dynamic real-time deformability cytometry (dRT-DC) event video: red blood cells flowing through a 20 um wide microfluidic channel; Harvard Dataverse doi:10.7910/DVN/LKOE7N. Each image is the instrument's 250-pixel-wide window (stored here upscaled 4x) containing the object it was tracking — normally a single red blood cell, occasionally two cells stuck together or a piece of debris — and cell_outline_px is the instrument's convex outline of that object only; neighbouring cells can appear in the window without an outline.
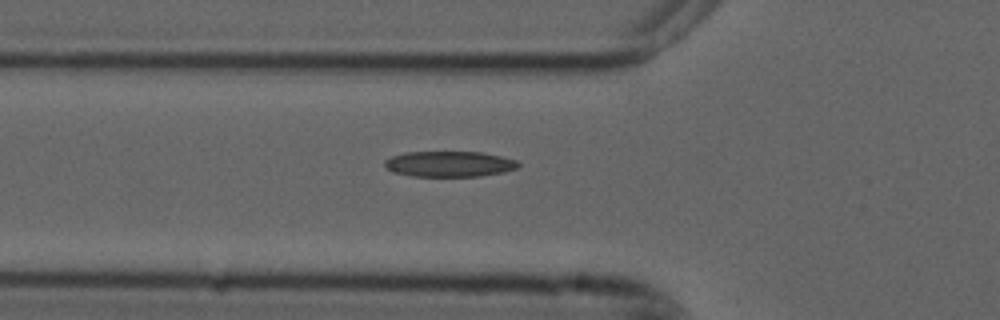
{"species": "common noctule bat (a hibernating species)", "species_latin": "Nyctalus noctula", "temperature_condition": "cold", "stored_images_in_passage": 5, "camera_frame_rate_fps": 3000, "um_per_image_px": 0.085, "animal": {"sex": "male", "forearm_length_mm": 52.5}, "frame": {"image": 1, "passage_image": 5, "time_ms": 1.333, "image_size_px": [1000, 320], "cell_outline_px": [[520, 168], [504, 172], [480, 176], [412, 176], [392, 172], [384, 164], [384, 160], [392, 156], [404, 152], [484, 152], [516, 160], [520, 164]], "centroid_in_image_um": [38.21, 13.94], "position_along_channel_um": 87.6, "area_um2": 20.06}}